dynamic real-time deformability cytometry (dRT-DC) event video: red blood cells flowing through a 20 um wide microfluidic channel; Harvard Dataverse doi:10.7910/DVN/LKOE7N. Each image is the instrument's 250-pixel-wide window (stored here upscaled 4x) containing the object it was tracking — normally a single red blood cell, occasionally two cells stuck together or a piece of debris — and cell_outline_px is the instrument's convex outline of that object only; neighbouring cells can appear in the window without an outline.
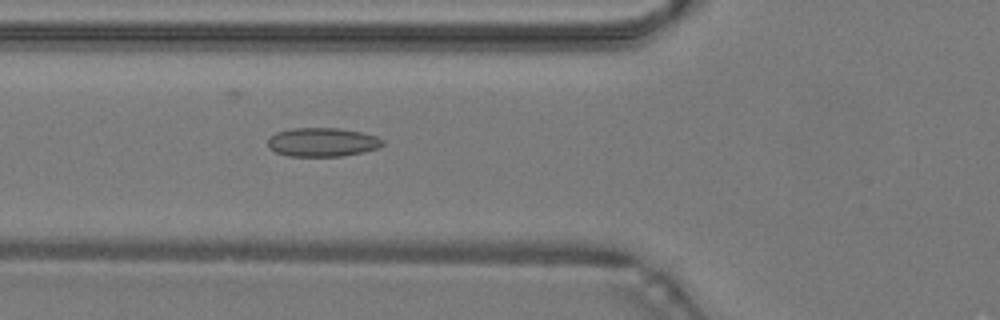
{"species": "common noctule bat (a hibernating species)", "species_latin": "Nyctalus noctula", "temperature_condition": "warm", "stored_images_in_passage": 37, "camera_frame_rate_fps": 3000, "um_per_image_px": 0.085, "animal": {"sex": "male", "body_mass_g": 19.2, "forearm_length_mm": 51.8}, "frame": {"image": 1, "passage_image": 7, "time_ms": 2.0, "image_size_px": [1000, 320], "cell_outline_px": [[384, 144], [380, 148], [364, 152], [344, 156], [288, 156], [276, 152], [268, 148], [268, 140], [276, 132], [292, 128], [340, 128], [360, 132], [376, 136], [384, 140]], "centroid_in_image_um": [27.43, 12.09], "position_along_channel_um": 98.4, "area_um2": 19.42}}
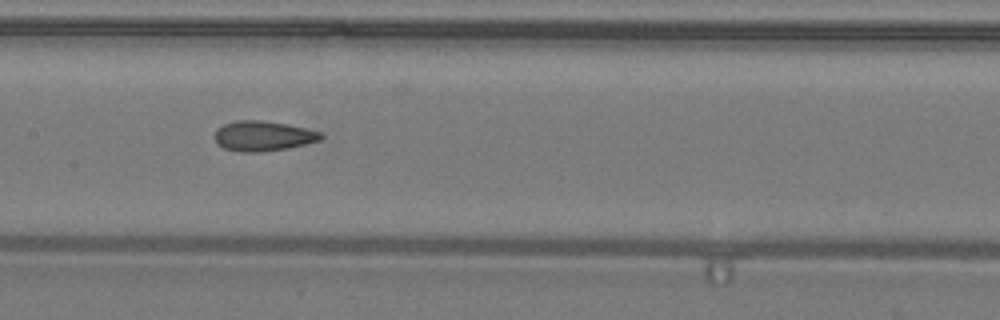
{"frame": {"image": 2, "passage_image": 13, "time_ms": 4.0, "image_size_px": [1000, 320], "cell_outline_px": [[324, 136], [320, 140], [288, 148], [260, 152], [240, 152], [224, 148], [216, 140], [216, 128], [224, 124], [236, 120], [260, 120], [288, 124], [320, 132]], "centroid_in_image_um": [22.36, 11.55], "position_along_channel_um": 185.0, "area_um2": 18.44}}
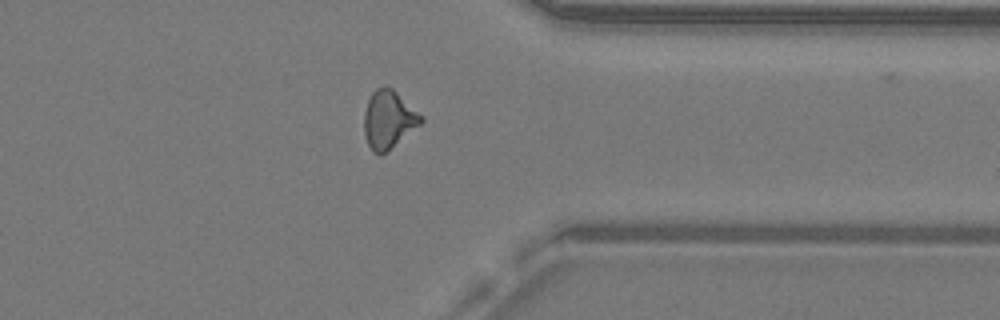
{"frame": {"image": 3, "passage_image": 27, "time_ms": 8.667, "image_size_px": [1000, 320], "cell_outline_px": [[424, 120], [420, 124], [380, 156], [372, 152], [368, 144], [364, 132], [364, 112], [368, 100], [372, 92], [376, 88], [392, 88], [424, 116]], "centroid_in_image_um": [33.02, 10.16], "position_along_channel_um": 378.4, "area_um2": 18.96}, "authors_computed_cell_mechanics": {"area_um2": 18.3226, "velocity_mm_per_s": 4.2948, "shape_relaxation_time_tau1_ms": null, "shape_relaxation_time_tau2_ms": 2.0685, "deformation_change_tau1": null, "deformation_change_tau2": 0.0935}}